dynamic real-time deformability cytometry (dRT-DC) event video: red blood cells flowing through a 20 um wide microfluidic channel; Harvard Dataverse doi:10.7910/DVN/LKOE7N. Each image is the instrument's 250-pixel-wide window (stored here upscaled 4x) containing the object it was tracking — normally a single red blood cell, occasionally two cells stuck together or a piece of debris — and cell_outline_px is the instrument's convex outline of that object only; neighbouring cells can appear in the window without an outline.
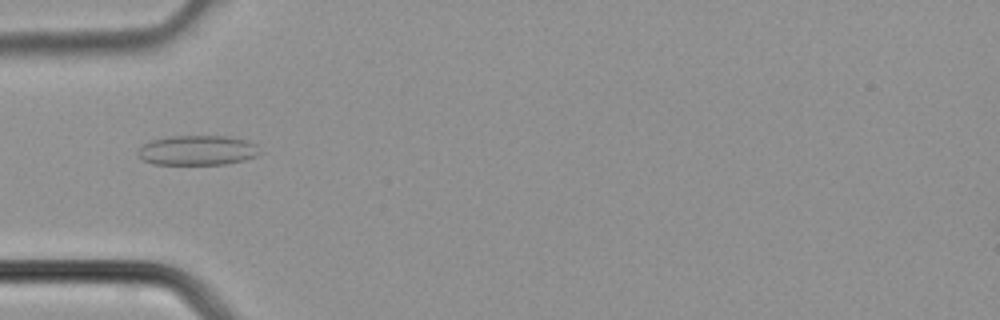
{"species": "common noctule bat (a hibernating species)", "species_latin": "Nyctalus noctula", "temperature_condition": "cold", "stored_images_in_passage": 31, "camera_frame_rate_fps": 3000, "um_per_image_px": 0.085, "animal": {"sex": "male", "body_mass_g": 21.5, "forearm_length_mm": 52.0}, "frame": {"image": 1, "passage_image": 5, "time_ms": 1.333, "image_size_px": [1000, 320], "cell_outline_px": [[260, 152], [256, 156], [244, 160], [224, 164], [152, 164], [136, 156], [136, 152], [144, 144], [152, 140], [168, 136], [228, 136], [248, 140], [256, 144]], "centroid_in_image_um": [16.77, 12.77], "position_along_channel_um": 68.2, "area_um2": 21.27}}
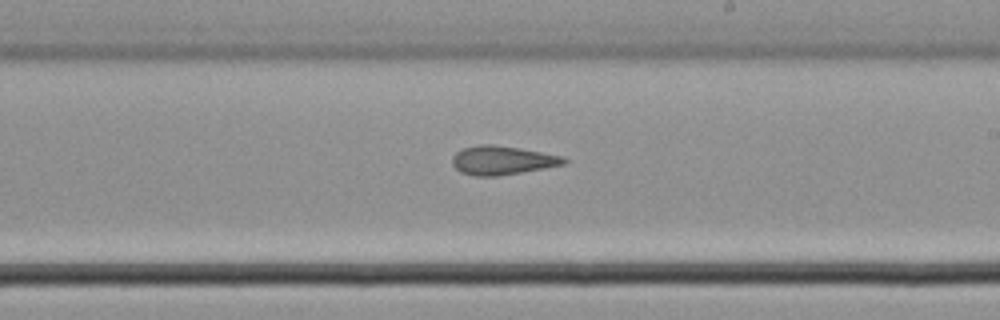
{"frame": {"image": 2, "passage_image": 15, "time_ms": 4.667, "image_size_px": [1000, 320], "cell_outline_px": [[568, 160], [564, 164], [544, 168], [496, 176], [476, 176], [460, 172], [452, 164], [452, 156], [456, 152], [464, 148], [480, 144], [492, 144], [520, 148], [560, 156]], "centroid_in_image_um": [42.64, 13.62], "position_along_channel_um": 246.4, "area_um2": 18.5}}
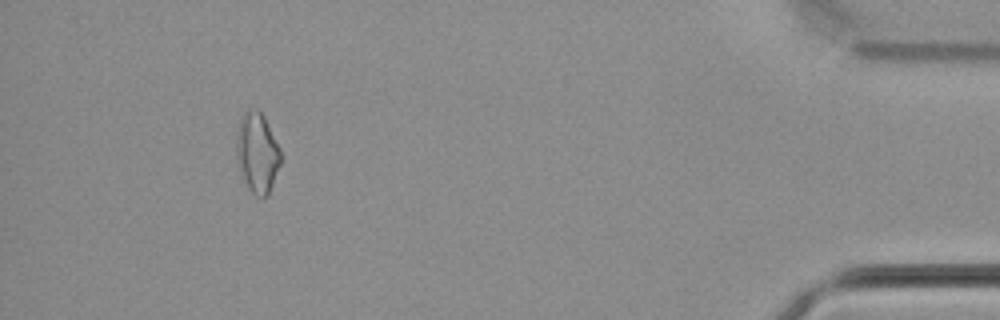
{"frame": {"image": 3, "passage_image": 28, "time_ms": 9.0, "image_size_px": [1000, 320], "cell_outline_px": [[280, 164], [268, 196], [264, 200], [260, 200], [252, 192], [240, 172], [236, 160], [236, 132], [240, 120], [244, 112], [248, 108], [256, 108], [264, 116], [280, 148]], "centroid_in_image_um": [21.85, 12.99], "position_along_channel_um": 413.3, "area_um2": 20.87}}